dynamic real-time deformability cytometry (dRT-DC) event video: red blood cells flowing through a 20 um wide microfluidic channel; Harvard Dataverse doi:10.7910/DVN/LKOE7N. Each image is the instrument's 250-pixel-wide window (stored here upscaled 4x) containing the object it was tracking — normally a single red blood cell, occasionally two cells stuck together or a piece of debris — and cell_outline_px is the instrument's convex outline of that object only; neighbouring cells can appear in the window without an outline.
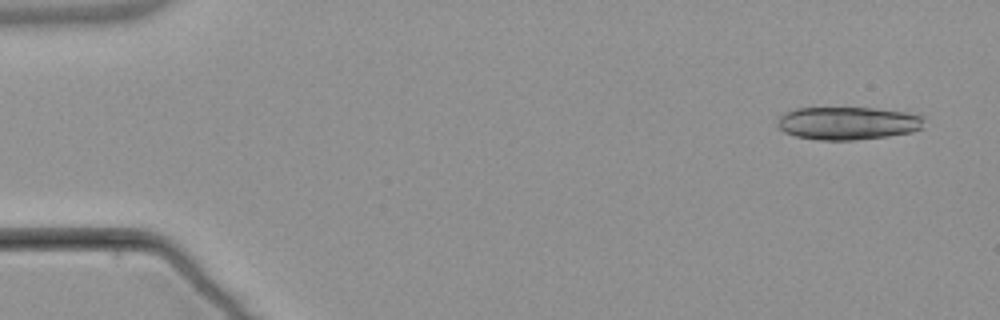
{"species": "common noctule bat (a hibernating species)", "species_latin": "Nyctalus noctula", "temperature_condition": "warm", "stored_images_in_passage": 8, "camera_frame_rate_fps": 3000, "um_per_image_px": 0.085, "animal": {"sex": "male", "body_mass_g": 21.5, "forearm_length_mm": 52.0}, "frame": {"image": 1, "passage_image": 1, "time_ms": 0.0, "image_size_px": [1000, 320], "cell_outline_px": [[924, 128], [912, 132], [888, 136], [852, 140], [820, 140], [796, 136], [784, 132], [776, 124], [776, 120], [784, 112], [796, 108], [872, 108], [904, 112], [924, 116]], "centroid_in_image_um": [72.06, 10.47], "position_along_channel_um": 12.9, "area_um2": 28.26}}
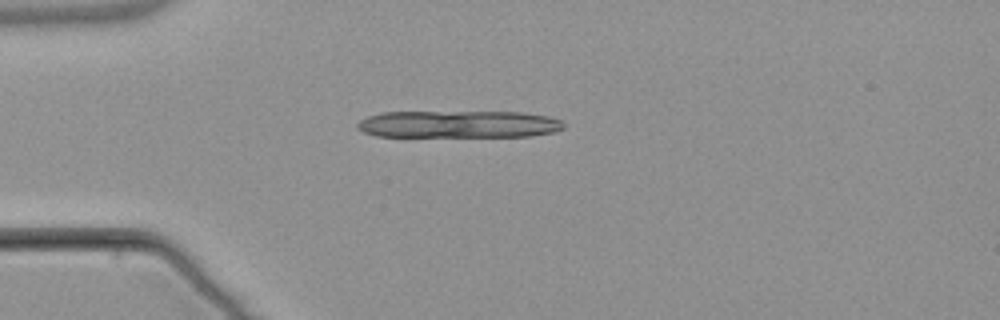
{"frame": {"image": 2, "passage_image": 4, "time_ms": 3.667, "image_size_px": [1000, 320], "cell_outline_px": [[564, 128], [552, 132], [532, 136], [376, 136], [364, 132], [356, 128], [356, 124], [360, 120], [368, 116], [384, 112], [520, 112], [548, 116], [560, 120], [564, 124]], "centroid_in_image_um": [38.96, 10.56], "position_along_channel_um": 46.0, "area_um2": 32.66}}
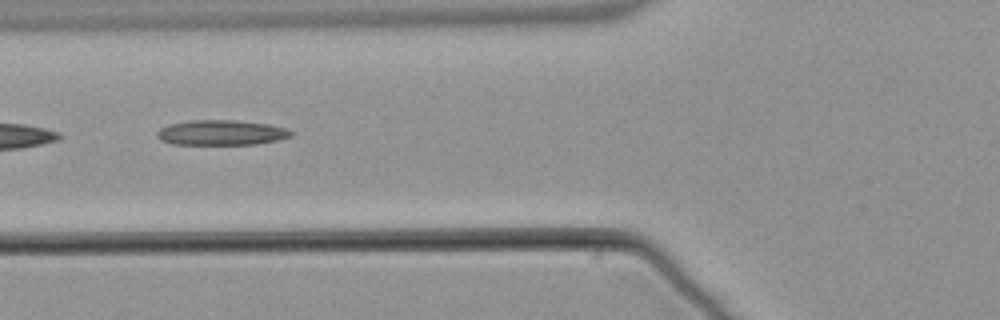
{"frame": {"image": 3, "passage_image": 6, "time_ms": 6.0, "image_size_px": [1000, 320], "cell_outline_px": [[292, 136], [276, 140], [256, 144], [172, 144], [160, 140], [156, 136], [156, 132], [160, 128], [168, 124], [192, 120], [236, 120], [268, 124], [288, 128], [292, 132]], "centroid_in_image_um": [18.78, 11.27], "position_along_channel_um": 107.0, "area_um2": 19.65}}